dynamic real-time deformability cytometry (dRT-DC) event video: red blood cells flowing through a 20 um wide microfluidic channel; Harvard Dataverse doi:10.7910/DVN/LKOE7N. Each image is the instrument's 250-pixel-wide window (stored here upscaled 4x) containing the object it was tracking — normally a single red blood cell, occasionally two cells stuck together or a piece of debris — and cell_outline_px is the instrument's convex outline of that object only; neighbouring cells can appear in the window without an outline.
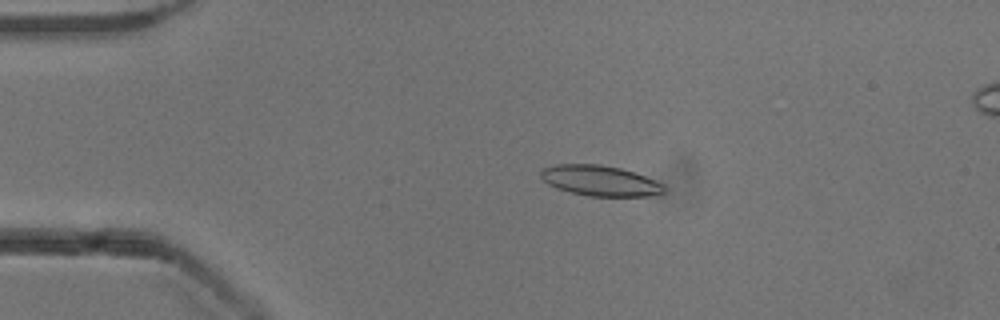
{"species": "common noctule bat (a hibernating species)", "species_latin": "Nyctalus noctula", "temperature_condition": "cold", "stored_images_in_passage": 48, "camera_frame_rate_fps": 3000, "um_per_image_px": 0.085, "animal": {"sex": "male", "body_mass_g": 13.3}, "frame": {"image": 1, "passage_image": 7, "time_ms": 2.0, "image_size_px": [1000, 320], "cell_outline_px": [[664, 192], [648, 196], [588, 196], [556, 188], [548, 184], [540, 176], [540, 172], [544, 168], [552, 164], [600, 164], [620, 168], [644, 176], [664, 184]], "centroid_in_image_um": [50.97, 15.35], "position_along_channel_um": 34.0, "area_um2": 21.73}}
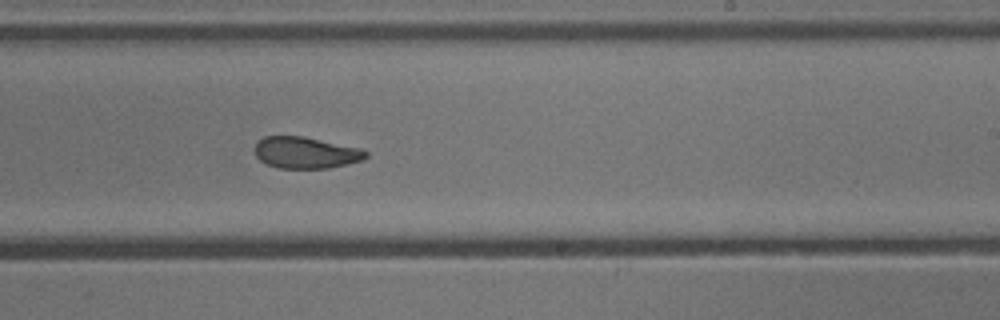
{"frame": {"image": 2, "passage_image": 28, "time_ms": 9.0, "image_size_px": [1000, 320], "cell_outline_px": [[368, 156], [364, 160], [328, 168], [280, 168], [268, 164], [260, 160], [256, 156], [256, 144], [264, 136], [304, 136], [360, 148], [368, 152]], "centroid_in_image_um": [26.02, 12.97], "position_along_channel_um": 263.0, "area_um2": 20.29}}
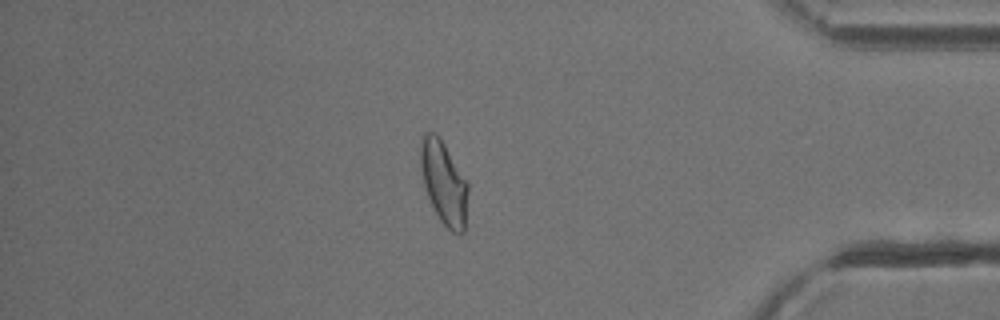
{"frame": {"image": 3, "passage_image": 41, "time_ms": 13.333, "image_size_px": [1000, 320], "cell_outline_px": [[468, 192], [464, 232], [460, 236], [452, 232], [440, 220], [428, 196], [424, 184], [420, 164], [420, 136], [424, 132], [432, 132], [444, 144], [468, 184]], "centroid_in_image_um": [37.72, 15.55], "position_along_channel_um": 397.5, "area_um2": 22.66}, "authors_computed_cell_mechanics": {"area_um2": 21.7906, "velocity_mm_per_s": 3.8939, "shape_relaxation_time_tau1_ms": 5.3097, "shape_relaxation_time_tau2_ms": 3.0918, "deformation_change_tau1": 0.1569, "deformation_change_tau2": 0.0917}}